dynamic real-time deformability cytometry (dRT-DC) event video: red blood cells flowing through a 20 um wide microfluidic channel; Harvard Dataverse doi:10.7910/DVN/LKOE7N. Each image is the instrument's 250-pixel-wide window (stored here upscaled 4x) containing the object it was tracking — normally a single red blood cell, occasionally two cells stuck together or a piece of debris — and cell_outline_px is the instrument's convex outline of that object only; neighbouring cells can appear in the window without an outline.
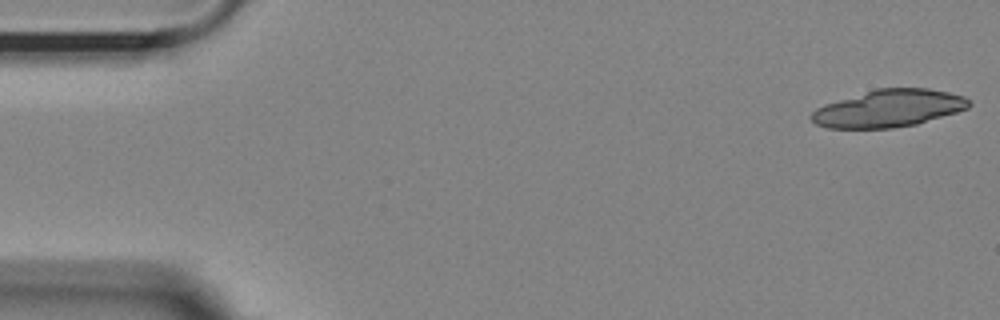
{"species": "Egyptian fruit bat (a non-hibernating species)", "species_latin": "Rousettus aegyptiacus", "temperature_condition": "room temperature", "stored_images_in_passage": 17, "camera_frame_rate_fps": 3000, "um_per_image_px": 0.085, "animal": {"sex": "female"}, "frame": {"image": 1, "passage_image": 1, "time_ms": 0.0, "image_size_px": [1000, 320], "cell_outline_px": [[972, 104], [968, 108], [956, 112], [916, 124], [892, 128], [828, 128], [816, 124], [808, 116], [816, 108], [824, 104], [876, 88], [928, 88], [948, 92], [964, 96]], "centroid_in_image_um": [75.52, 9.21], "position_along_channel_um": 9.5, "area_um2": 34.22}}